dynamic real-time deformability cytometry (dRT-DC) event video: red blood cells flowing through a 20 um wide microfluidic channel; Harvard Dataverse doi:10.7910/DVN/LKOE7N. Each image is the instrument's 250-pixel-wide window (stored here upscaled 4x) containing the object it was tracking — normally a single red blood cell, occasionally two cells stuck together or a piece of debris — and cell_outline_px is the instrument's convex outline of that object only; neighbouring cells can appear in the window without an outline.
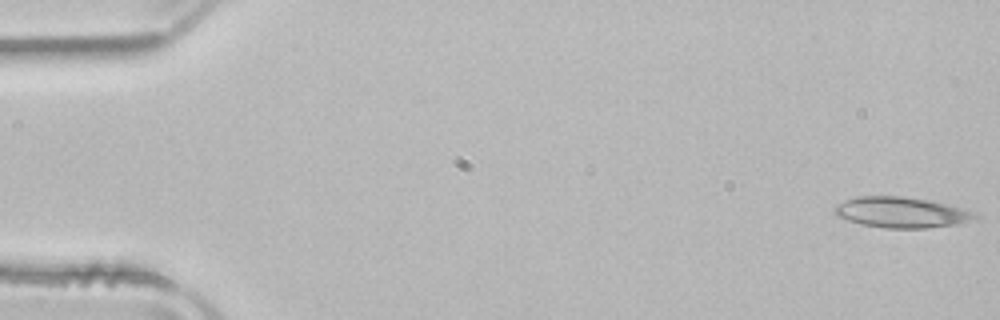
{"species": "common noctule bat (a hibernating species)", "species_latin": "Nyctalus noctula", "temperature_condition": "room temperature", "stored_images_in_passage": 51, "camera_frame_rate_fps": 3000, "um_per_image_px": 0.085, "animal": {"sex": "male", "body_mass_g": 21.5, "forearm_length_mm": 52.0}, "frame": {"image": 1, "passage_image": 1, "time_ms": 0.0, "image_size_px": [1000, 320], "cell_outline_px": [[980, 216], [956, 224], [928, 228], [884, 228], [860, 224], [836, 216], [836, 204], [844, 200], [856, 196], [904, 196], [928, 200], [980, 212]], "centroid_in_image_um": [76.63, 18.05], "position_along_channel_um": 8.4, "area_um2": 25.14}}
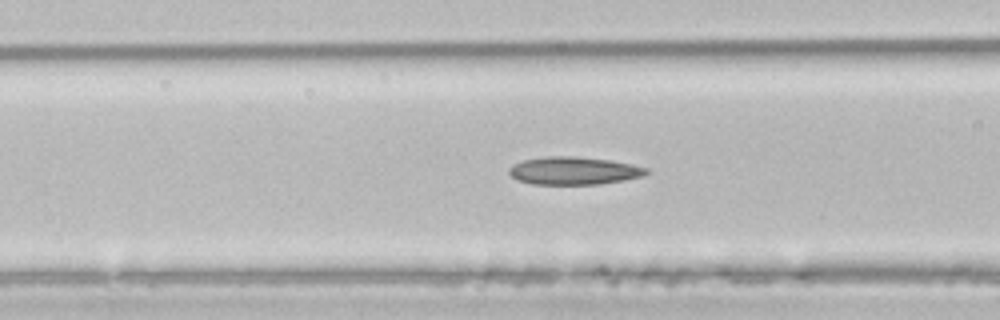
{"frame": {"image": 2, "passage_image": 20, "time_ms": 6.333, "image_size_px": [1000, 320], "cell_outline_px": [[648, 172], [644, 176], [624, 180], [600, 184], [532, 184], [516, 180], [508, 172], [508, 168], [512, 164], [524, 160], [548, 156], [576, 156], [608, 160], [648, 168]], "centroid_in_image_um": [48.73, 14.52], "position_along_channel_um": 117.9, "area_um2": 22.2}}
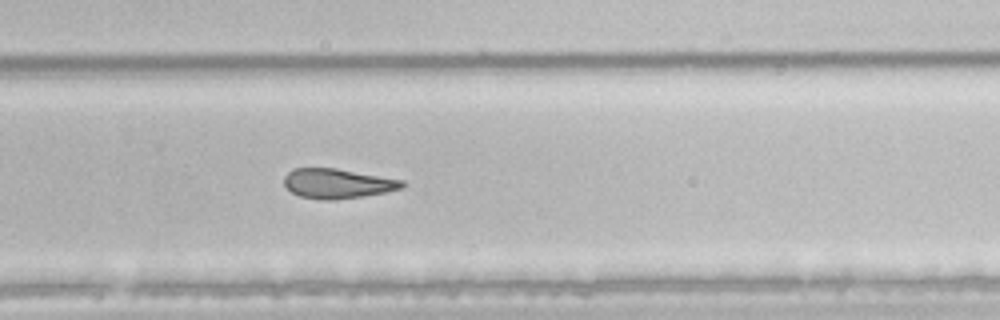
{"frame": {"image": 3, "passage_image": 34, "time_ms": 11.0, "image_size_px": [1000, 320], "cell_outline_px": [[408, 184], [400, 188], [388, 192], [332, 200], [324, 200], [300, 196], [292, 192], [284, 184], [284, 176], [292, 168], [336, 168], [404, 180]], "centroid_in_image_um": [28.7, 15.59], "position_along_channel_um": 301.1, "area_um2": 20.4}, "authors_computed_cell_mechanics": {"area_um2": 22.9466, "velocity_mm_per_s": 3.9344, "shape_relaxation_time_tau1_ms": null, "shape_relaxation_time_tau2_ms": 7.5832, "deformation_change_tau1": null, "deformation_change_tau2": 0.1691}}